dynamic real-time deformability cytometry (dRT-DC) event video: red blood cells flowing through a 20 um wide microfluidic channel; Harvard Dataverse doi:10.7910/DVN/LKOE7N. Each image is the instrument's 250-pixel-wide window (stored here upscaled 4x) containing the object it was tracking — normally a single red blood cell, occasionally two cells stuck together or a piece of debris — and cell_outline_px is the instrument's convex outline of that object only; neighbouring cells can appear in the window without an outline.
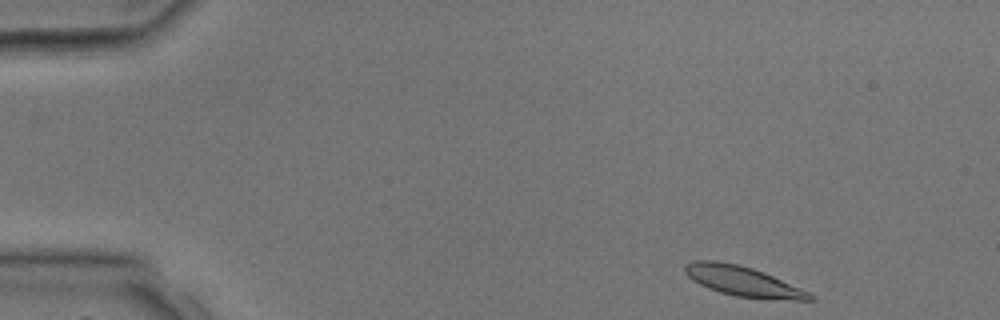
{"species": "common noctule bat (a hibernating species)", "species_latin": "Nyctalus noctula", "temperature_condition": "room temperature", "stored_images_in_passage": 4, "segment_of_instrument_passage": [2, 2], "camera_frame_rate_fps": 3000, "um_per_image_px": 0.085, "animal": {"sex": "male", "body_mass_g": 17.9, "forearm_length_mm": 54.2}, "frame": {"image": 1, "passage_image": 4, "time_ms": 3.667, "image_size_px": [1000, 320], "cell_outline_px": [[816, 300], [796, 300], [736, 296], [720, 292], [708, 288], [692, 280], [684, 272], [684, 264], [692, 260], [716, 260], [736, 264], [752, 268], [764, 272], [808, 292], [816, 296]], "centroid_in_image_um": [63.1, 23.89], "position_along_channel_um": 21.9, "area_um2": 21.56}}